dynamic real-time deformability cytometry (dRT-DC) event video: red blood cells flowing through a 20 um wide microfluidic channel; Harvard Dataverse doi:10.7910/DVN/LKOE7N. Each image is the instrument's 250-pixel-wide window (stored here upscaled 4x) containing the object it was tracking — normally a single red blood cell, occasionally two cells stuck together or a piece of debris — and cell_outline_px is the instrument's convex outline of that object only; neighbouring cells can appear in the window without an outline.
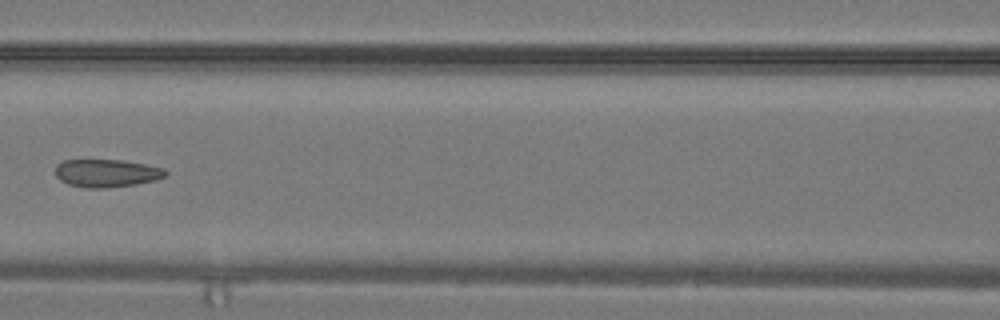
{"species": "common noctule bat (a hibernating species)", "species_latin": "Nyctalus noctula", "temperature_condition": "warm", "stored_images_in_passage": 31, "camera_frame_rate_fps": 3000, "um_per_image_px": 0.085, "animal": {"sex": "male", "body_mass_g": 19.2, "forearm_length_mm": 51.8}, "frame": {"image": 1, "passage_image": 14, "time_ms": 4.333, "image_size_px": [1000, 320], "cell_outline_px": [[168, 172], [164, 176], [156, 180], [136, 184], [104, 188], [84, 188], [68, 184], [60, 180], [56, 176], [56, 164], [64, 160], [120, 160], [144, 164], [164, 168]], "centroid_in_image_um": [9.04, 14.72], "position_along_channel_um": 157.6, "area_um2": 17.86}}
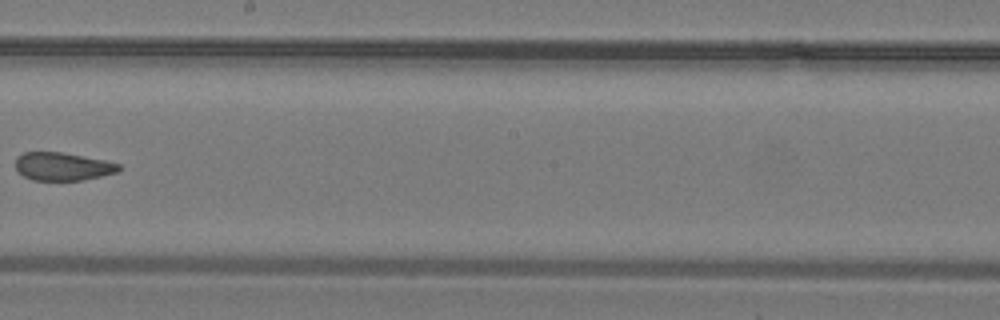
{"frame": {"image": 2, "passage_image": 18, "time_ms": 5.667, "image_size_px": [1000, 320], "cell_outline_px": [[124, 168], [120, 172], [84, 180], [32, 180], [24, 176], [16, 168], [16, 156], [24, 152], [60, 152], [104, 160], [120, 164]], "centroid_in_image_um": [5.37, 14.15], "position_along_channel_um": 242.8, "area_um2": 16.99}}